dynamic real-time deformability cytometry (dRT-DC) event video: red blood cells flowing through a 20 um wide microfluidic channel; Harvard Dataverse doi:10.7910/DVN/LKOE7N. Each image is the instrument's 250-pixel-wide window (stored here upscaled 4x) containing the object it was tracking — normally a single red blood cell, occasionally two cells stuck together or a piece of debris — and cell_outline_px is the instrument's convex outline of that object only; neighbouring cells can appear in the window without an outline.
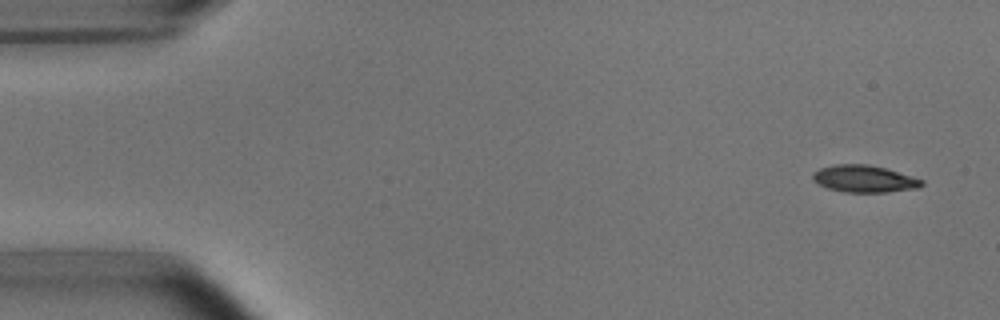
{"species": "common noctule bat (a hibernating species)", "species_latin": "Nyctalus noctula", "temperature_condition": "room temperature", "stored_images_in_passage": 7, "camera_frame_rate_fps": 3000, "um_per_image_px": 0.085, "animal": {"sex": "male", "body_mass_g": 15.6}, "frame": {"image": 1, "passage_image": 1, "time_ms": 0.0, "image_size_px": [1000, 320], "cell_outline_px": [[924, 184], [916, 188], [888, 192], [844, 192], [828, 188], [812, 180], [812, 172], [820, 168], [836, 164], [868, 164], [884, 168], [912, 176], [924, 180]], "centroid_in_image_um": [73.44, 15.19], "position_along_channel_um": 11.6, "area_um2": 17.11}}
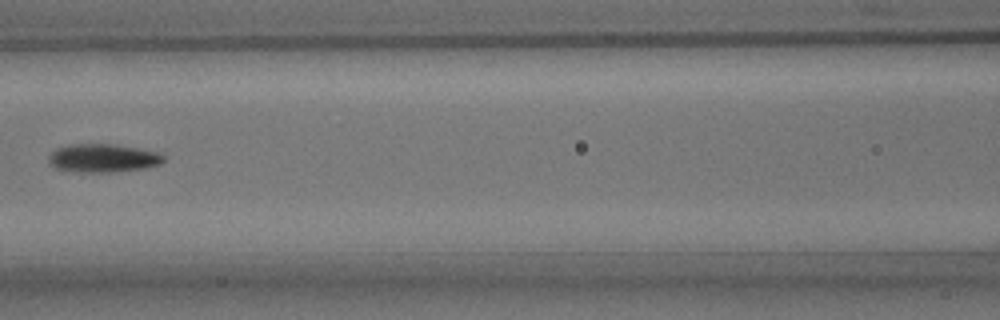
{"frame": {"image": 2, "passage_image": 6, "time_ms": 7.0, "image_size_px": [1000, 320], "cell_outline_px": [[164, 160], [160, 164], [144, 168], [108, 172], [80, 172], [56, 168], [48, 164], [48, 156], [56, 148], [72, 144], [112, 144], [136, 148], [156, 152], [164, 156]], "centroid_in_image_um": [8.7, 13.44], "position_along_channel_um": 157.9, "area_um2": 18.79}}
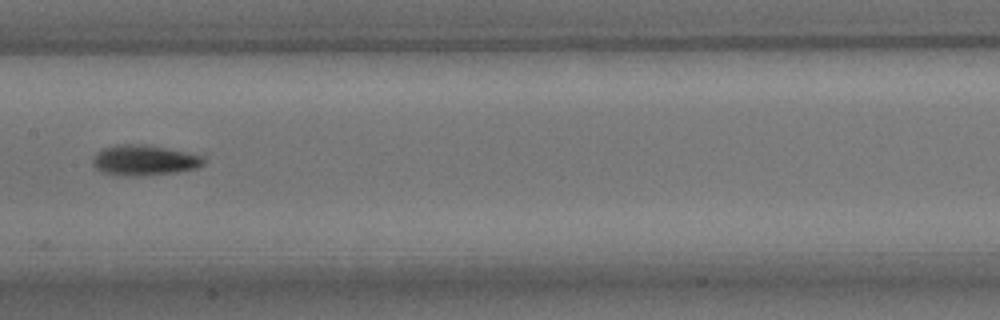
{"frame": {"image": 3, "passage_image": 7, "time_ms": 8.0, "image_size_px": [1000, 320], "cell_outline_px": [[204, 164], [196, 168], [176, 172], [144, 176], [128, 176], [100, 172], [92, 164], [92, 160], [96, 152], [104, 148], [116, 144], [148, 144], [204, 156]], "centroid_in_image_um": [12.24, 13.62], "position_along_channel_um": 195.2, "area_um2": 19.83}}